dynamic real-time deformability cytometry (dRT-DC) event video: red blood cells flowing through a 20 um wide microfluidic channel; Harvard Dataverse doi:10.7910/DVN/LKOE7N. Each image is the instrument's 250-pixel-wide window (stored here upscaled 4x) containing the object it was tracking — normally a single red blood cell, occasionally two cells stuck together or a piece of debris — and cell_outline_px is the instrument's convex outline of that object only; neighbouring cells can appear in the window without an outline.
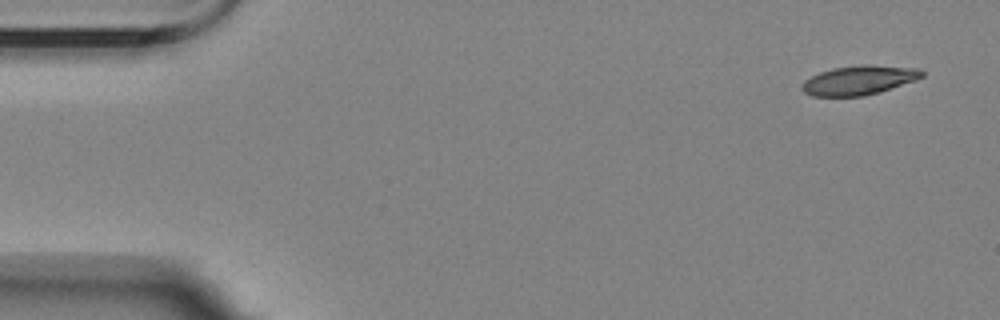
{"species": "Egyptian fruit bat (a non-hibernating species)", "species_latin": "Rousettus aegyptiacus", "temperature_condition": "room temperature", "stored_images_in_passage": 9, "camera_frame_rate_fps": 3000, "um_per_image_px": 0.085, "animal": {"sex": "female"}, "frame": {"image": 1, "passage_image": 1, "time_ms": 0.0, "image_size_px": [1000, 320], "cell_outline_px": [[924, 76], [916, 80], [880, 92], [864, 96], [812, 96], [804, 92], [800, 88], [804, 80], [820, 72], [832, 68], [860, 64], [864, 64], [920, 68], [924, 72]], "centroid_in_image_um": [73.03, 6.81], "position_along_channel_um": 12.0, "area_um2": 20.63}}
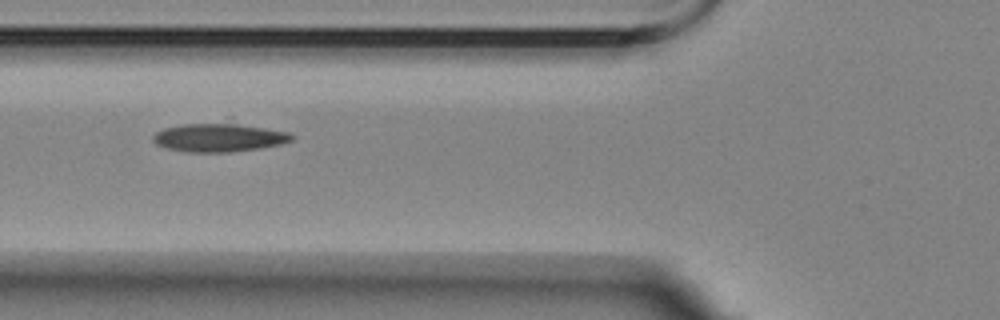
{"frame": {"image": 2, "passage_image": 6, "time_ms": 6.0, "image_size_px": [1000, 320], "cell_outline_px": [[296, 136], [292, 140], [280, 144], [260, 148], [228, 152], [184, 152], [164, 148], [156, 144], [152, 140], [152, 136], [156, 132], [164, 128], [180, 124], [236, 124], [292, 132]], "centroid_in_image_um": [18.59, 11.71], "position_along_channel_um": 107.2, "area_um2": 22.83}}
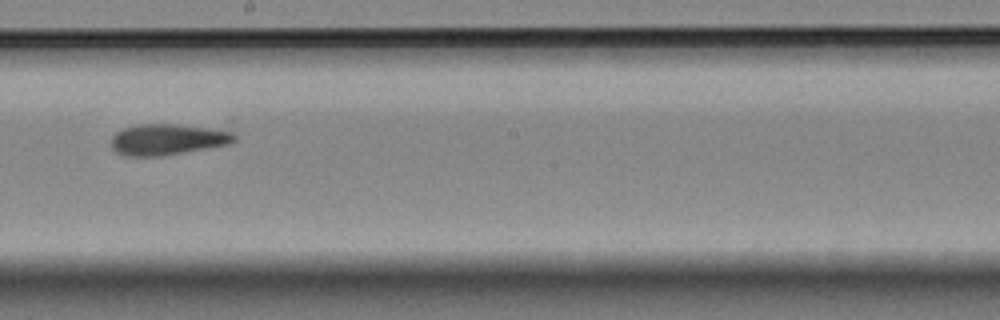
{"frame": {"image": 3, "passage_image": 9, "time_ms": 9.667, "image_size_px": [1000, 320], "cell_outline_px": [[236, 140], [228, 144], [160, 156], [124, 156], [116, 152], [112, 148], [112, 136], [116, 132], [124, 128], [140, 124], [176, 124], [232, 132], [236, 136]], "centroid_in_image_um": [14.18, 11.86], "position_along_channel_um": 234.0, "area_um2": 21.85}}